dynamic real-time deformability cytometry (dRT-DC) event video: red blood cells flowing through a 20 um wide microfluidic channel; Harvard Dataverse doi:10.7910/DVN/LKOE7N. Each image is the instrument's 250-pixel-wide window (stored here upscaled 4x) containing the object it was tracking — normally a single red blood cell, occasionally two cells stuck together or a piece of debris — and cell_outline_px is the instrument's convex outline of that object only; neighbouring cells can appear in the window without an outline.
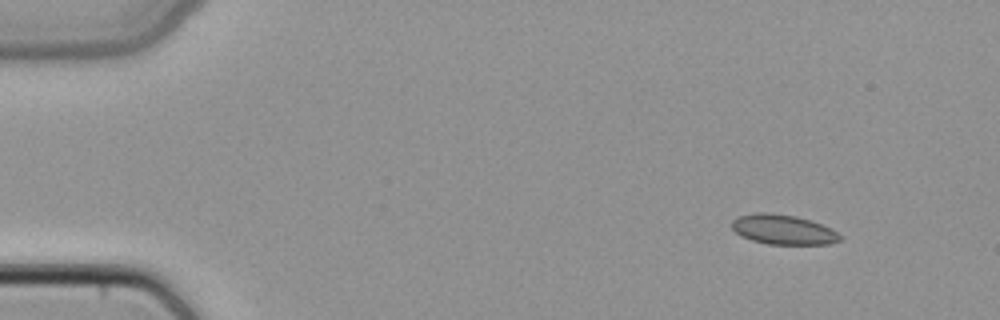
{"species": "common noctule bat (a hibernating species)", "species_latin": "Nyctalus noctula", "temperature_condition": "cold", "stored_images_in_passage": 44, "camera_frame_rate_fps": 3000, "um_per_image_px": 0.085, "animal": {"sex": "female", "body_mass_g": 22.7, "forearm_length_mm": 54.2}, "frame": {"image": 1, "passage_image": 1, "time_ms": 0.0, "image_size_px": [1000, 320], "cell_outline_px": [[844, 236], [840, 240], [828, 244], [768, 244], [752, 240], [740, 236], [732, 228], [732, 220], [740, 216], [756, 212], [764, 212], [796, 216], [832, 228]], "centroid_in_image_um": [66.58, 19.52], "position_along_channel_um": 18.4, "area_um2": 18.73}}
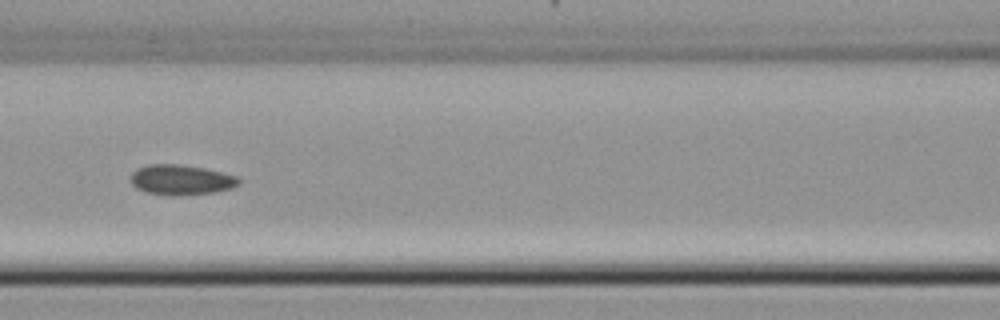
{"frame": {"image": 2, "passage_image": 18, "time_ms": 5.667, "image_size_px": [1000, 320], "cell_outline_px": [[240, 184], [232, 188], [216, 192], [148, 192], [136, 188], [132, 184], [132, 172], [136, 168], [148, 164], [180, 164], [204, 168], [236, 176], [240, 180]], "centroid_in_image_um": [15.41, 15.22], "position_along_channel_um": 151.2, "area_um2": 17.98}}
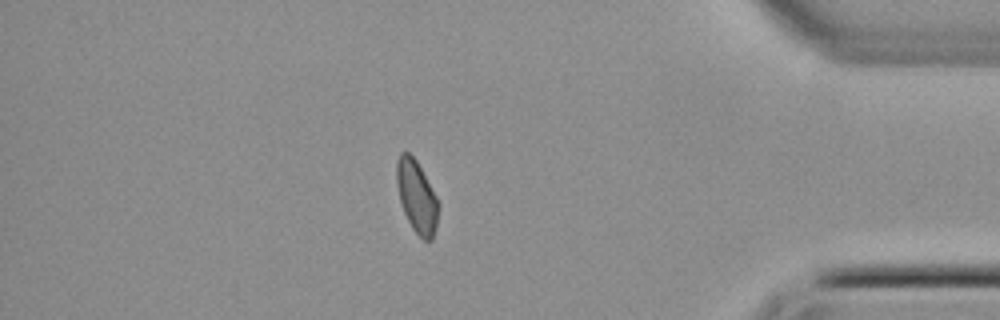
{"frame": {"image": 3, "passage_image": 38, "time_ms": 12.333, "image_size_px": [1000, 320], "cell_outline_px": [[440, 204], [436, 224], [432, 240], [424, 240], [412, 228], [404, 212], [400, 200], [396, 180], [396, 160], [400, 152], [408, 152], [416, 160], [436, 196]], "centroid_in_image_um": [35.41, 16.69], "position_along_channel_um": 399.8, "area_um2": 17.4}}